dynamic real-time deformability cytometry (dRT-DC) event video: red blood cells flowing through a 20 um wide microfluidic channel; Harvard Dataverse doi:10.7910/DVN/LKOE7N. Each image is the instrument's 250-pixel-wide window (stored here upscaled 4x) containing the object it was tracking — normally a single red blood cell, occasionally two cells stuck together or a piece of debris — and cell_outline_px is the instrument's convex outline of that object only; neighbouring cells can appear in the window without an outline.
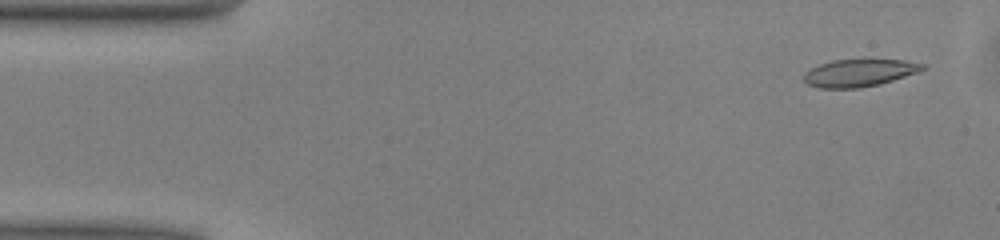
{"species": "common noctule bat (a hibernating species)", "species_latin": "Nyctalus noctula", "temperature_condition": "warm", "stored_images_in_passage": 50, "camera_frame_rate_fps": 3000, "um_per_image_px": 0.085, "animal": {"sex": "male", "body_mass_g": 13.0, "forearm_length_mm": 53.1}, "frame": {"image": 1, "passage_image": 3, "time_ms": 0.667, "image_size_px": [1000, 240], "cell_outline_px": [[928, 68], [880, 84], [860, 88], [820, 88], [808, 84], [804, 80], [804, 72], [820, 64], [832, 60], [904, 60], [924, 64]], "centroid_in_image_um": [73.02, 6.2], "position_along_channel_um": 12.0, "area_um2": 18.73}}
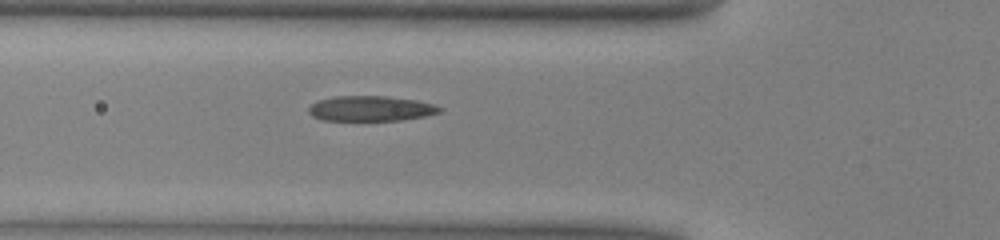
{"frame": {"image": 2, "passage_image": 17, "time_ms": 5.333, "image_size_px": [1000, 240], "cell_outline_px": [[444, 108], [440, 112], [424, 116], [400, 120], [324, 120], [312, 116], [308, 112], [308, 108], [316, 100], [332, 96], [384, 96], [416, 100], [436, 104]], "centroid_in_image_um": [31.51, 9.21], "position_along_channel_um": 94.3, "area_um2": 19.31}}
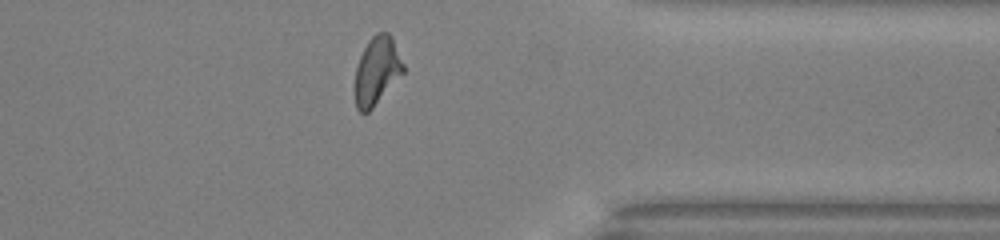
{"frame": {"image": 3, "passage_image": 39, "time_ms": 12.667, "image_size_px": [1000, 240], "cell_outline_px": [[404, 72], [372, 108], [368, 112], [360, 112], [356, 108], [356, 68], [360, 56], [368, 40], [376, 32], [388, 32], [392, 36], [404, 64]], "centroid_in_image_um": [32.05, 5.97], "position_along_channel_um": 379.3, "area_um2": 18.9}, "authors_computed_cell_mechanics": {"area_um2": 19.3919, "velocity_mm_per_s": 4.0654, "shape_relaxation_time_tau1_ms": 8.3688, "shape_relaxation_time_tau2_ms": 1.4371, "deformation_change_tau1": 0.2434, "deformation_change_tau2": 0.0878}}